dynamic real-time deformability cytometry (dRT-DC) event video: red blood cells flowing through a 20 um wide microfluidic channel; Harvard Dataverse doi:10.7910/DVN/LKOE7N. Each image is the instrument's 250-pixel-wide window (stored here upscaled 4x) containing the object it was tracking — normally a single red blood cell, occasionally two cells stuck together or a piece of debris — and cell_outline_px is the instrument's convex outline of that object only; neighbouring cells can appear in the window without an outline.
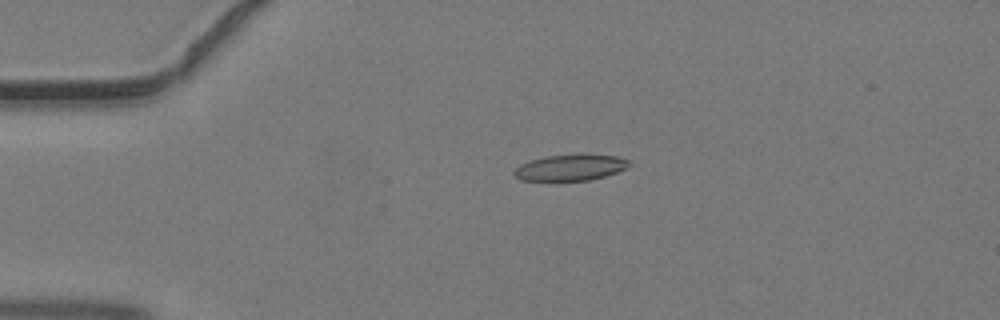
{"species": "common noctule bat (a hibernating species)", "species_latin": "Nyctalus noctula", "temperature_condition": "warm", "stored_images_in_passage": 45, "camera_frame_rate_fps": 3000, "um_per_image_px": 0.085, "animal": {"sex": "male", "body_mass_g": 19.2, "forearm_length_mm": 51.8}, "frame": {"image": 1, "passage_image": 11, "time_ms": 3.333, "image_size_px": [1000, 320], "cell_outline_px": [[632, 164], [628, 168], [604, 176], [588, 180], [520, 180], [512, 172], [520, 164], [544, 156], [580, 152], [616, 156], [628, 160]], "centroid_in_image_um": [48.52, 14.2], "position_along_channel_um": 36.5, "area_um2": 17.86}}
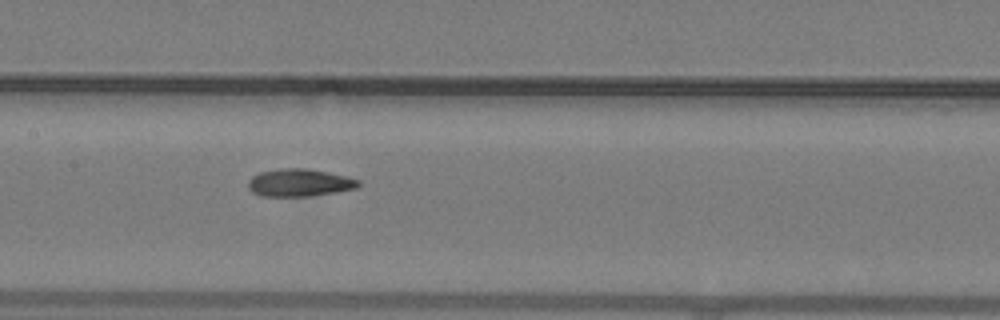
{"frame": {"image": 2, "passage_image": 23, "time_ms": 7.333, "image_size_px": [1000, 320], "cell_outline_px": [[360, 184], [356, 188], [336, 192], [308, 196], [260, 196], [252, 192], [248, 188], [248, 180], [252, 176], [260, 172], [280, 168], [304, 168], [328, 172], [348, 176], [360, 180]], "centroid_in_image_um": [25.44, 15.52], "position_along_channel_um": 182.0, "area_um2": 17.8}}
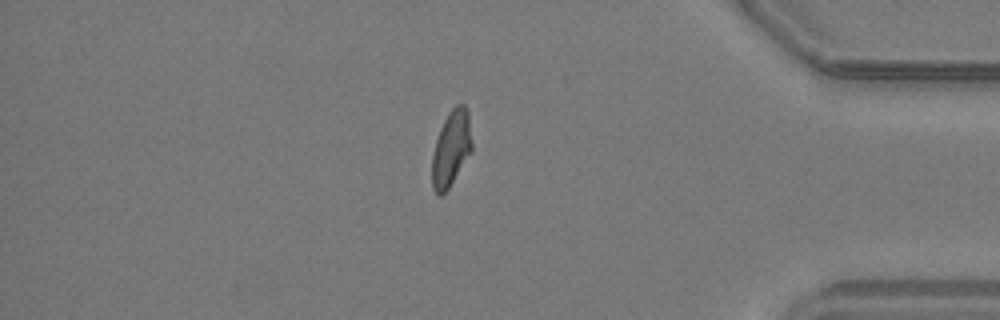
{"frame": {"image": 3, "passage_image": 39, "time_ms": 12.667, "image_size_px": [1000, 320], "cell_outline_px": [[472, 152], [448, 188], [440, 196], [432, 188], [432, 156], [436, 140], [440, 128], [448, 112], [456, 104], [464, 104], [468, 112], [472, 144]], "centroid_in_image_um": [38.35, 12.6], "position_along_channel_um": 396.8, "area_um2": 17.51}}